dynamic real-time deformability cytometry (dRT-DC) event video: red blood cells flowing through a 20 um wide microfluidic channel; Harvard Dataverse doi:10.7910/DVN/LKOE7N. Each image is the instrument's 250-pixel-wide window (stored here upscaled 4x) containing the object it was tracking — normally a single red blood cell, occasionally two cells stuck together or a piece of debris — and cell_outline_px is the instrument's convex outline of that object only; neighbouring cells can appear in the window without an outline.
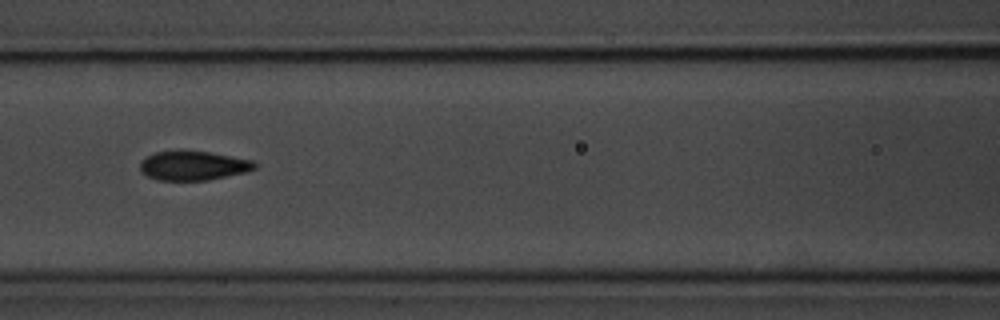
{"species": "common noctule bat (a hibernating species)", "species_latin": "Nyctalus noctula", "temperature_condition": "room temperature", "stored_images_in_passage": 7, "camera_frame_rate_fps": 3000, "um_per_image_px": 0.085, "animal": {"sex": "male", "body_mass_g": 20.1, "forearm_length_mm": 53.5}, "frame": {"image": 1, "passage_image": 6, "time_ms": 6.333, "image_size_px": [1000, 320], "cell_outline_px": [[256, 168], [248, 172], [208, 180], [156, 180], [140, 172], [140, 160], [156, 152], [180, 148], [208, 152], [252, 160], [256, 164]], "centroid_in_image_um": [16.39, 14.06], "position_along_channel_um": 150.2, "area_um2": 20.0}}
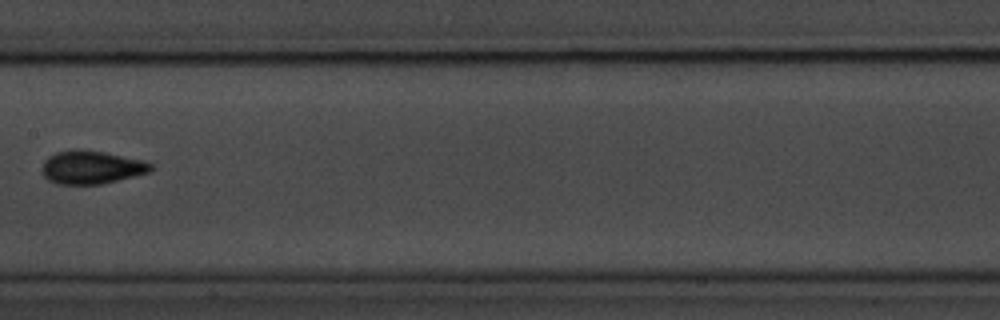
{"frame": {"image": 2, "passage_image": 7, "time_ms": 7.667, "image_size_px": [1000, 320], "cell_outline_px": [[152, 168], [148, 172], [100, 184], [56, 184], [48, 180], [44, 176], [44, 160], [48, 156], [56, 152], [72, 148], [80, 148], [104, 152], [140, 160], [152, 164]], "centroid_in_image_um": [7.71, 14.2], "position_along_channel_um": 199.7, "area_um2": 20.81}}